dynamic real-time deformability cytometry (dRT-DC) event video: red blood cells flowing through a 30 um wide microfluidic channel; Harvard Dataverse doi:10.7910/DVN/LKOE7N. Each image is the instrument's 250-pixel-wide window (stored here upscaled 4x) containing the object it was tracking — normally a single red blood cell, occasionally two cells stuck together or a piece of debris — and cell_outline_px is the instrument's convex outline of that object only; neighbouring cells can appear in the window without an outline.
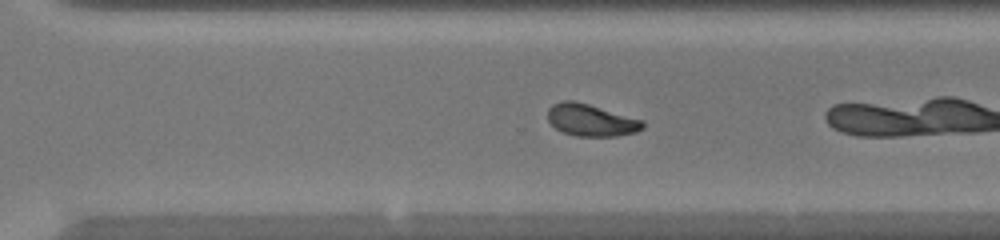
{"species": "common noctule bat (a hibernating species)", "species_latin": "Nyctalus noctula", "temperature_condition": "warm", "stored_images_in_passage": 34, "camera_frame_rate_fps": 3000, "um_per_image_px": 0.085, "animal": {"sex": "female", "body_mass_g": 20.0, "forearm_length_mm": 54.0}, "frame": {"image": 1, "passage_image": 30, "time_ms": 9.667, "image_size_px": [1000, 240], "cell_outline_px": [[644, 128], [636, 132], [616, 136], [576, 136], [564, 132], [556, 128], [548, 120], [548, 108], [552, 104], [564, 100], [572, 100], [588, 104], [644, 120]], "centroid_in_image_um": [50.25, 10.21], "position_along_channel_um": 320.4, "area_um2": 17.69}}